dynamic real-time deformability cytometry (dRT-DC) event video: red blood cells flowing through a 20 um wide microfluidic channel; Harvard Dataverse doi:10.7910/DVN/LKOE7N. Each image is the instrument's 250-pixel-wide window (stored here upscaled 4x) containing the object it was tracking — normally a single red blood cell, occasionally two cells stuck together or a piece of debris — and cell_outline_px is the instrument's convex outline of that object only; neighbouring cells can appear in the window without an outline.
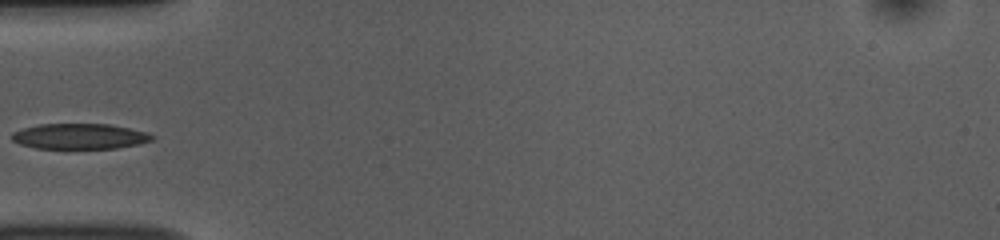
{"species": "common noctule bat (a hibernating species)", "species_latin": "Nyctalus noctula", "temperature_condition": "room temperature", "stored_images_in_passage": 35, "camera_frame_rate_fps": 3000, "um_per_image_px": 0.085, "animal": {"sex": "female", "body_mass_g": 10.0, "forearm_length_mm": 53.1}, "frame": {"image": 1, "passage_image": 1, "time_ms": 0.0, "image_size_px": [1000, 240], "cell_outline_px": [[156, 136], [152, 140], [140, 144], [116, 148], [36, 148], [20, 144], [12, 140], [12, 132], [24, 128], [40, 124], [108, 124], [148, 132]], "centroid_in_image_um": [6.8, 11.58], "position_along_channel_um": 78.2, "area_um2": 20.75}}
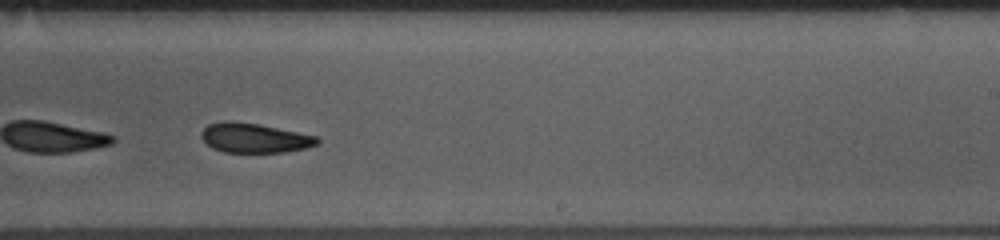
{"frame": {"image": 2, "passage_image": 16, "time_ms": 5.0, "image_size_px": [1000, 240], "cell_outline_px": [[320, 144], [308, 148], [284, 152], [224, 152], [212, 148], [200, 136], [200, 132], [208, 124], [224, 120], [228, 120], [260, 124], [316, 136], [320, 140]], "centroid_in_image_um": [21.63, 11.72], "position_along_channel_um": 267.4, "area_um2": 20.11}}